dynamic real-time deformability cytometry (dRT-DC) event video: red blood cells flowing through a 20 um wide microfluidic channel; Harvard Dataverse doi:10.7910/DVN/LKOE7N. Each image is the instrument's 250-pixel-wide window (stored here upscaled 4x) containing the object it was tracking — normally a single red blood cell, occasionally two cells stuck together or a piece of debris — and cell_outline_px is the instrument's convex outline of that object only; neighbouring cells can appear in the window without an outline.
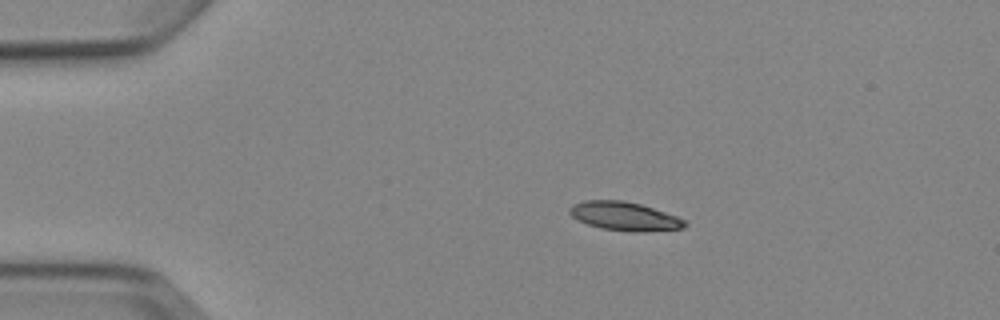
{"species": "Egyptian fruit bat (a non-hibernating species)", "species_latin": "Rousettus aegyptiacus", "temperature_condition": "cold", "stored_images_in_passage": 6, "camera_frame_rate_fps": 3000, "um_per_image_px": 0.085, "animal": {"sex": "female"}, "frame": {"image": 1, "passage_image": 2, "time_ms": 1.0, "image_size_px": [1000, 320], "cell_outline_px": [[688, 224], [684, 228], [644, 232], [632, 232], [600, 228], [588, 224], [572, 216], [568, 212], [568, 208], [572, 204], [584, 200], [624, 200], [640, 204], [688, 220]], "centroid_in_image_um": [53.09, 18.38], "position_along_channel_um": 31.9, "area_um2": 19.36}}
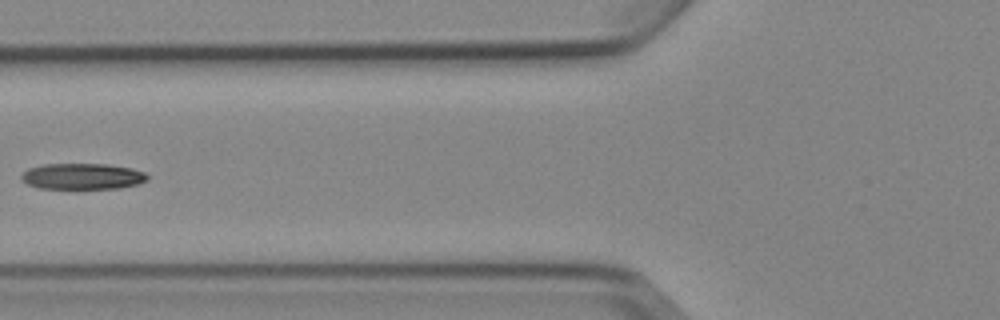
{"frame": {"image": 2, "passage_image": 5, "time_ms": 4.667, "image_size_px": [1000, 320], "cell_outline_px": [[148, 180], [136, 184], [120, 188], [40, 188], [28, 184], [20, 180], [20, 176], [28, 168], [44, 164], [108, 164], [132, 168], [144, 172], [148, 176]], "centroid_in_image_um": [7.0, 14.98], "position_along_channel_um": 118.8, "area_um2": 19.07}}
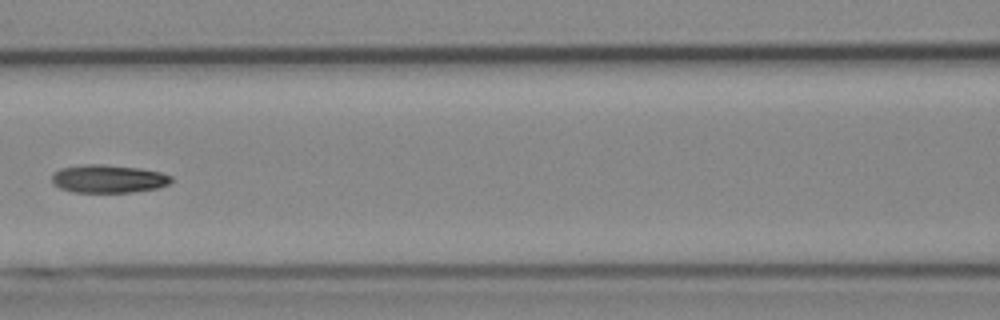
{"frame": {"image": 3, "passage_image": 6, "time_ms": 5.667, "image_size_px": [1000, 320], "cell_outline_px": [[172, 180], [168, 184], [156, 188], [132, 192], [72, 192], [60, 188], [52, 184], [52, 172], [60, 168], [84, 164], [104, 164], [140, 168], [160, 172], [172, 176]], "centroid_in_image_um": [9.16, 15.19], "position_along_channel_um": 157.4, "area_um2": 19.65}}